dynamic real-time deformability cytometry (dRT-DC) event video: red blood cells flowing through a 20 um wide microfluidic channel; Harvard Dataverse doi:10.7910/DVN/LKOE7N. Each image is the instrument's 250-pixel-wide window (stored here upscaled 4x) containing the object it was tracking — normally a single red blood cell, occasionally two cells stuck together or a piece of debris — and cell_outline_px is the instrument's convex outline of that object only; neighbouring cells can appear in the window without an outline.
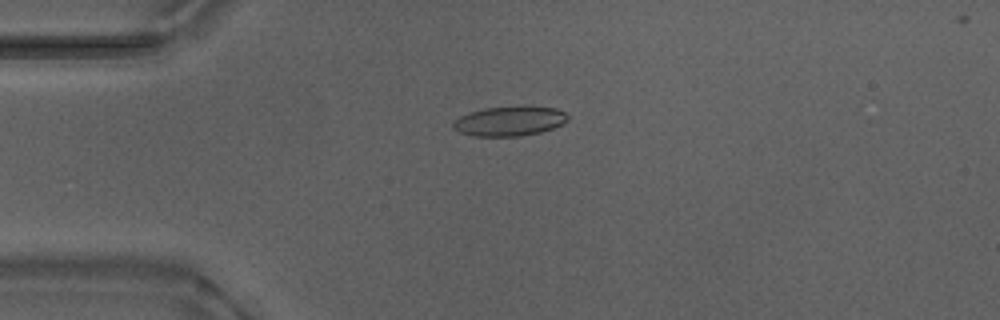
{"species": "Egyptian fruit bat (a non-hibernating species)", "species_latin": "Rousettus aegyptiacus", "temperature_condition": "warm", "stored_images_in_passage": 53, "camera_frame_rate_fps": 3000, "um_per_image_px": 0.085, "animal": {"sex": "male"}, "frame": {"image": 1, "passage_image": 13, "time_ms": 4.0, "image_size_px": [1000, 320], "cell_outline_px": [[568, 120], [564, 124], [540, 132], [520, 136], [476, 136], [460, 132], [452, 128], [452, 120], [460, 116], [484, 108], [556, 108], [564, 112], [568, 116]], "centroid_in_image_um": [43.28, 10.32], "position_along_channel_um": 41.7, "area_um2": 19.25}}
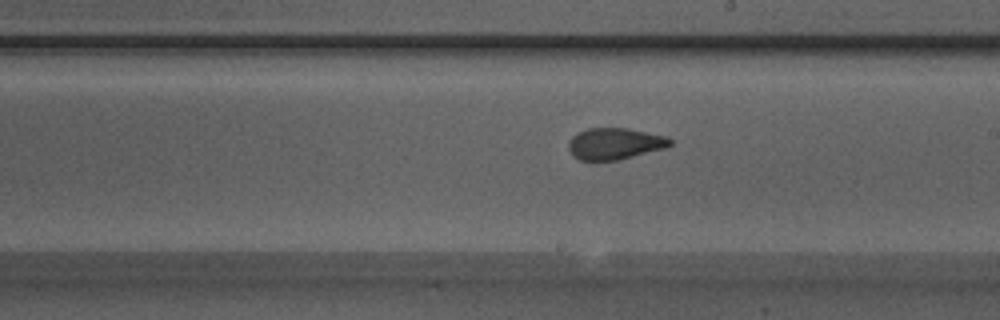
{"frame": {"image": 2, "passage_image": 30, "time_ms": 9.667, "image_size_px": [1000, 320], "cell_outline_px": [[672, 144], [664, 148], [616, 160], [580, 160], [572, 156], [568, 148], [568, 140], [576, 132], [588, 128], [628, 128], [668, 136], [672, 140]], "centroid_in_image_um": [52.22, 12.19], "position_along_channel_um": 236.8, "area_um2": 18.73}}
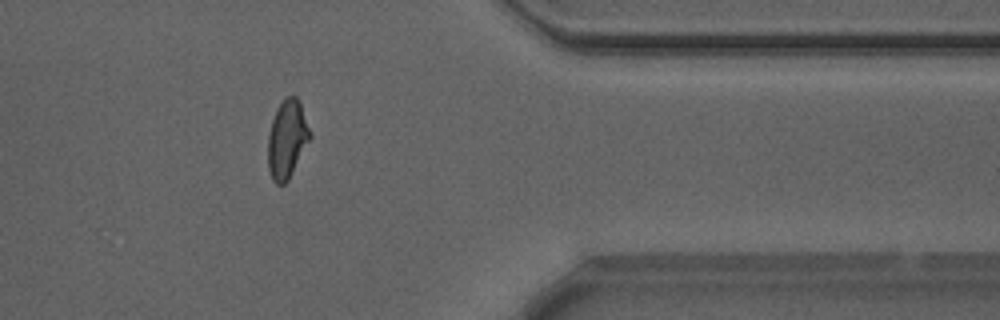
{"frame": {"image": 3, "passage_image": 43, "time_ms": 14.0, "image_size_px": [1000, 320], "cell_outline_px": [[312, 136], [288, 180], [284, 184], [276, 184], [272, 180], [268, 168], [268, 136], [272, 120], [276, 108], [288, 96], [296, 96], [300, 100]], "centroid_in_image_um": [24.41, 11.83], "position_along_channel_um": 387.0, "area_um2": 19.13}, "authors_computed_cell_mechanics": {"area_um2": 19.1896, "velocity_mm_per_s": 3.8844, "shape_relaxation_time_tau1_ms": 7.0697, "shape_relaxation_time_tau2_ms": 1.1999, "deformation_change_tau1": 0.1825, "deformation_change_tau2": 0.0737}}